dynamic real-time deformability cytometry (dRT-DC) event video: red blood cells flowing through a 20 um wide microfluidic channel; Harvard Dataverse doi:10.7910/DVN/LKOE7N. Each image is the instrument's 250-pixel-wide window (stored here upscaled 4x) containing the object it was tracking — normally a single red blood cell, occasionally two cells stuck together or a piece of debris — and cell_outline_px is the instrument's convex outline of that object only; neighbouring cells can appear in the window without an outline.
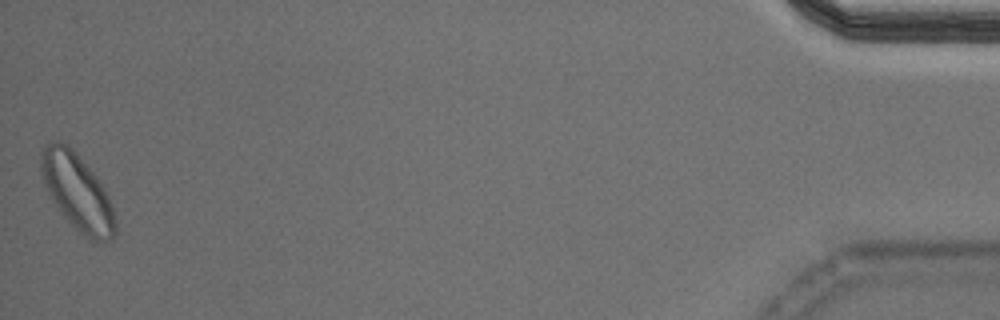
{"species": "Egyptian fruit bat (a non-hibernating species)", "species_latin": "Rousettus aegyptiacus", "temperature_condition": "cold", "stored_images_in_passage": 52, "segment_of_instrument_passage": [2, 2], "camera_frame_rate_fps": 3000, "um_per_image_px": 0.085, "animal": {"sex": "male"}, "frame": {"image": 1, "passage_image": 52, "time_ms": 17.0, "image_size_px": [1000, 320], "cell_outline_px": [[116, 232], [112, 240], [88, 240], [60, 212], [52, 200], [44, 184], [40, 172], [40, 152], [44, 144], [56, 140], [60, 140], [68, 144], [72, 148], [96, 176], [104, 188], [112, 204], [116, 220]], "centroid_in_image_um": [6.55, 16.29], "position_along_channel_um": 428.6, "area_um2": 33.18}}